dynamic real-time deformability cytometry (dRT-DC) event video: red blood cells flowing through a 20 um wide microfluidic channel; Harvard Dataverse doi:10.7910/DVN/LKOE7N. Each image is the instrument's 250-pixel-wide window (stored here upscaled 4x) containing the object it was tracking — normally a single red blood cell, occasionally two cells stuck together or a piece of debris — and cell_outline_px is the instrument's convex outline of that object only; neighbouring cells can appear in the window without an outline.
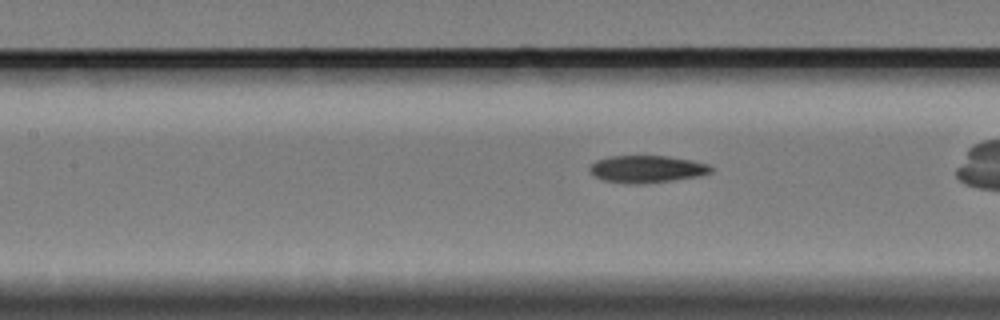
{"species": "Egyptian fruit bat (a non-hibernating species)", "species_latin": "Rousettus aegyptiacus", "temperature_condition": "cold", "stored_images_in_passage": 31, "camera_frame_rate_fps": 3000, "um_per_image_px": 0.085, "animal": {"sex": "female"}, "frame": {"image": 1, "passage_image": 10, "time_ms": 3.0, "image_size_px": [1000, 320], "cell_outline_px": [[712, 172], [700, 176], [672, 180], [640, 184], [628, 184], [604, 180], [596, 176], [588, 168], [596, 160], [608, 156], [668, 156], [692, 160], [708, 164], [712, 168]], "centroid_in_image_um": [55.0, 14.36], "position_along_channel_um": 152.4, "area_um2": 19.19}}
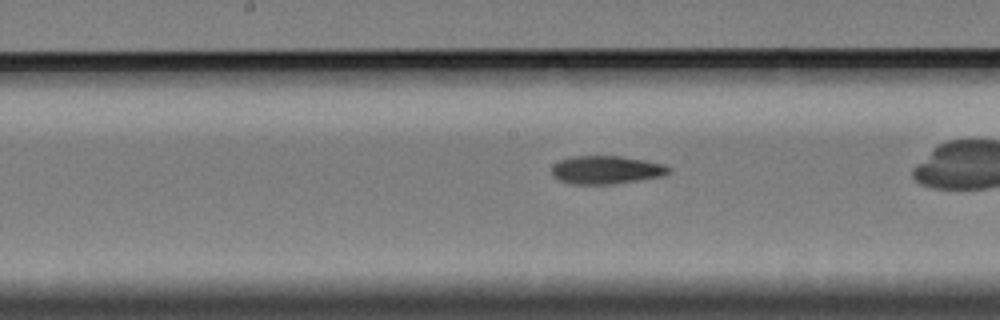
{"frame": {"image": 2, "passage_image": 14, "time_ms": 4.333, "image_size_px": [1000, 320], "cell_outline_px": [[672, 172], [664, 176], [612, 184], [568, 184], [552, 176], [552, 164], [560, 160], [572, 156], [620, 156], [644, 160], [664, 164], [672, 168]], "centroid_in_image_um": [51.54, 14.44], "position_along_channel_um": 196.7, "area_um2": 19.42}}
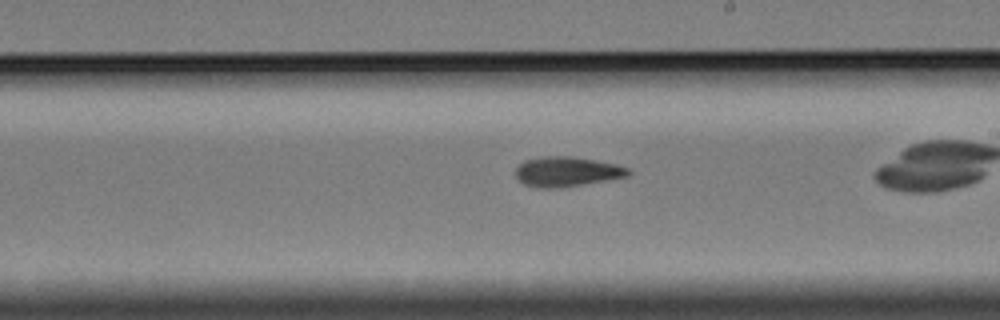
{"frame": {"image": 3, "passage_image": 18, "time_ms": 5.667, "image_size_px": [1000, 320], "cell_outline_px": [[632, 172], [628, 176], [556, 188], [540, 188], [524, 184], [516, 176], [516, 168], [524, 160], [544, 156], [572, 156], [616, 164], [628, 168]], "centroid_in_image_um": [48.16, 14.58], "position_along_channel_um": 240.8, "area_um2": 19.31}}